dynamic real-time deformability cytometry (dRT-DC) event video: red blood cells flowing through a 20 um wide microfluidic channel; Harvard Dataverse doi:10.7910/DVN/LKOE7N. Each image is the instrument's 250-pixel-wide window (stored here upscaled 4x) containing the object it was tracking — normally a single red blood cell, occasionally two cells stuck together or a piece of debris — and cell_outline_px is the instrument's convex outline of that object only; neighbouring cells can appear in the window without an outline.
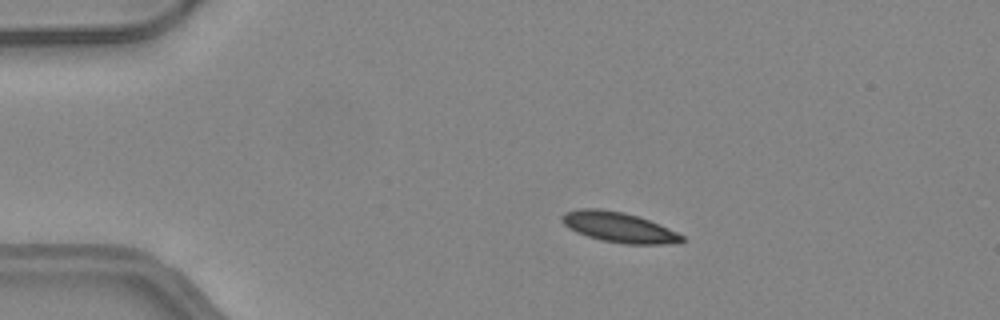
{"species": "common noctule bat (a hibernating species)", "species_latin": "Nyctalus noctula", "temperature_condition": "warm", "stored_images_in_passage": 49, "camera_frame_rate_fps": 3000, "um_per_image_px": 0.085, "animal": {"sex": "female", "body_mass_g": 24.6, "forearm_length_mm": 56.2}, "frame": {"image": 1, "passage_image": 10, "time_ms": 3.0, "image_size_px": [1000, 320], "cell_outline_px": [[684, 240], [664, 244], [624, 244], [600, 240], [576, 232], [568, 228], [560, 220], [560, 216], [564, 212], [580, 208], [600, 208], [624, 212], [648, 220], [668, 228], [684, 236]], "centroid_in_image_um": [52.52, 19.3], "position_along_channel_um": 32.5, "area_um2": 21.04}}
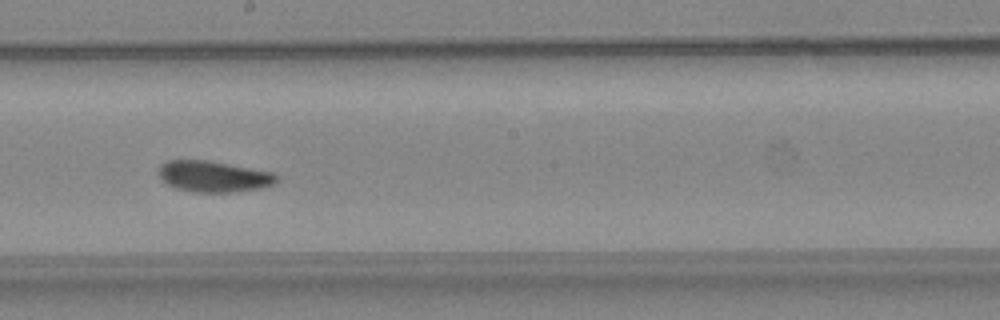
{"frame": {"image": 2, "passage_image": 28, "time_ms": 9.0, "image_size_px": [1000, 320], "cell_outline_px": [[280, 180], [276, 184], [264, 188], [232, 192], [192, 192], [176, 188], [168, 184], [160, 176], [160, 164], [168, 160], [208, 160], [272, 172]], "centroid_in_image_um": [18.21, 15.0], "position_along_channel_um": 230.0, "area_um2": 21.39}}
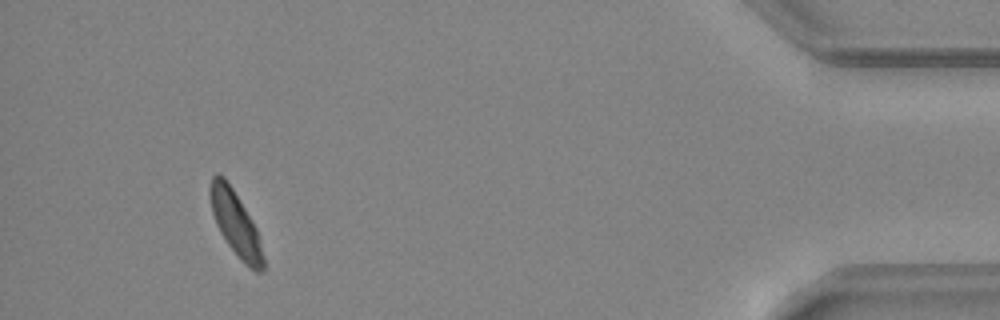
{"frame": {"image": 3, "passage_image": 46, "time_ms": 15.0, "image_size_px": [1000, 320], "cell_outline_px": [[264, 268], [260, 272], [256, 272], [244, 264], [240, 260], [228, 244], [220, 232], [216, 224], [212, 212], [208, 192], [208, 188], [212, 176], [216, 172], [224, 176], [232, 188], [252, 220], [256, 228], [264, 256]], "centroid_in_image_um": [20.0, 18.98], "position_along_channel_um": 415.2, "area_um2": 20.0}, "authors_computed_cell_mechanics": {"area_um2": 20.808, "velocity_mm_per_s": 4.2101, "shape_relaxation_time_tau1_ms": 7.2917, "shape_relaxation_time_tau2_ms": 2.9894, "deformation_change_tau1": 0.1533, "deformation_change_tau2": 0.0864}}